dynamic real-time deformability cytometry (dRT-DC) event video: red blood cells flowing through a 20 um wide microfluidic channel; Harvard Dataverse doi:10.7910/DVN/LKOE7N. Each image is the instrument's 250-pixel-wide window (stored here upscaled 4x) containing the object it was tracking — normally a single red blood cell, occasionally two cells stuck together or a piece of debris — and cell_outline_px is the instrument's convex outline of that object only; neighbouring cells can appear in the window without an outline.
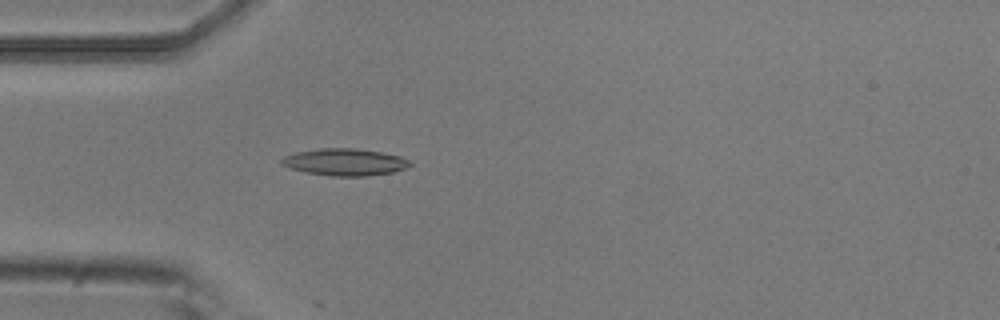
{"species": "common noctule bat (a hibernating species)", "species_latin": "Nyctalus noctula", "temperature_condition": "room temperature", "stored_images_in_passage": 4, "camera_frame_rate_fps": 3000, "um_per_image_px": 0.085, "animal": {"sex": "male", "body_mass_g": 20.5, "forearm_length_mm": 52.5}, "frame": {"image": 1, "passage_image": 4, "time_ms": 1.0, "image_size_px": [1000, 320], "cell_outline_px": [[412, 164], [404, 168], [392, 172], [368, 176], [332, 176], [308, 172], [292, 168], [280, 164], [280, 160], [284, 156], [296, 152], [320, 148], [356, 148], [380, 152], [400, 156], [408, 160]], "centroid_in_image_um": [29.3, 13.77], "position_along_channel_um": 55.7, "area_um2": 20.0}}